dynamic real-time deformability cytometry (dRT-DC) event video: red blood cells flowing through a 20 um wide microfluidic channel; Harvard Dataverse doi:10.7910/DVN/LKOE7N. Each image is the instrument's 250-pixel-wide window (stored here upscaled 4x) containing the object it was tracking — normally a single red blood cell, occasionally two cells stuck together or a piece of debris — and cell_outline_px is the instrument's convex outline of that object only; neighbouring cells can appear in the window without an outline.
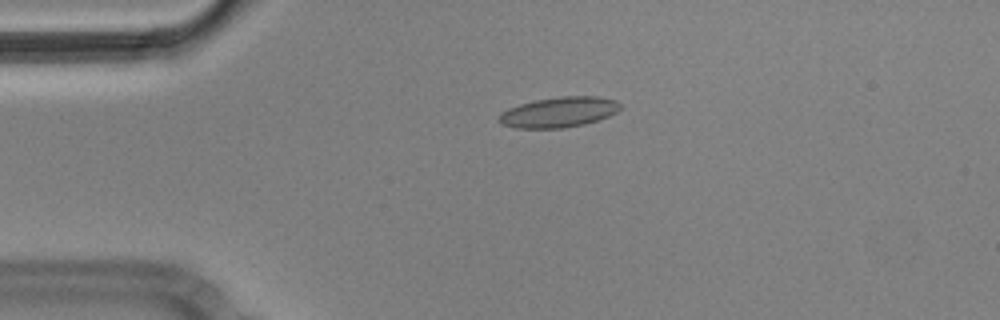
{"species": "Egyptian fruit bat (a non-hibernating species)", "species_latin": "Rousettus aegyptiacus", "temperature_condition": "cold", "stored_images_in_passage": 2, "camera_frame_rate_fps": 3000, "um_per_image_px": 0.085, "animal": {"sex": "male"}, "frame": {"image": 1, "passage_image": 1, "time_ms": 0.0, "image_size_px": [1000, 320], "cell_outline_px": [[620, 108], [616, 112], [608, 116], [584, 124], [564, 128], [512, 128], [500, 124], [496, 120], [500, 112], [508, 108], [520, 104], [536, 100], [560, 96], [596, 96], [616, 100], [620, 104]], "centroid_in_image_um": [47.44, 9.54], "position_along_channel_um": 37.6, "area_um2": 21.56}}